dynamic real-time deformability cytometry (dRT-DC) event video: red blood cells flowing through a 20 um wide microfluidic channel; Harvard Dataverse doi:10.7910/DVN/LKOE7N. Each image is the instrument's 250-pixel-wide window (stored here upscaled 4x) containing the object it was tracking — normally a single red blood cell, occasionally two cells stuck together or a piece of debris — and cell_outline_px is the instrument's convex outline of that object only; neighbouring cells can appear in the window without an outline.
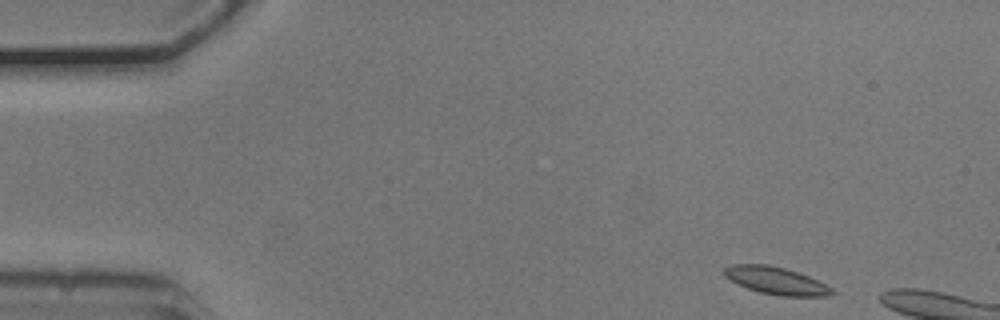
{"species": "common noctule bat (a hibernating species)", "species_latin": "Nyctalus noctula", "temperature_condition": "cold", "stored_images_in_passage": 12, "camera_frame_rate_fps": 3000, "um_per_image_px": 0.085, "animal": {"sex": "male", "body_mass_g": 20.5, "forearm_length_mm": 52.5}, "frame": {"image": 1, "passage_image": 1, "time_ms": 0.0, "image_size_px": [1000, 320], "cell_outline_px": [[836, 292], [828, 296], [780, 296], [760, 292], [748, 288], [724, 276], [724, 268], [732, 264], [768, 264], [784, 268], [808, 276], [832, 288]], "centroid_in_image_um": [65.97, 23.85], "position_along_channel_um": 19.0, "area_um2": 16.94}}